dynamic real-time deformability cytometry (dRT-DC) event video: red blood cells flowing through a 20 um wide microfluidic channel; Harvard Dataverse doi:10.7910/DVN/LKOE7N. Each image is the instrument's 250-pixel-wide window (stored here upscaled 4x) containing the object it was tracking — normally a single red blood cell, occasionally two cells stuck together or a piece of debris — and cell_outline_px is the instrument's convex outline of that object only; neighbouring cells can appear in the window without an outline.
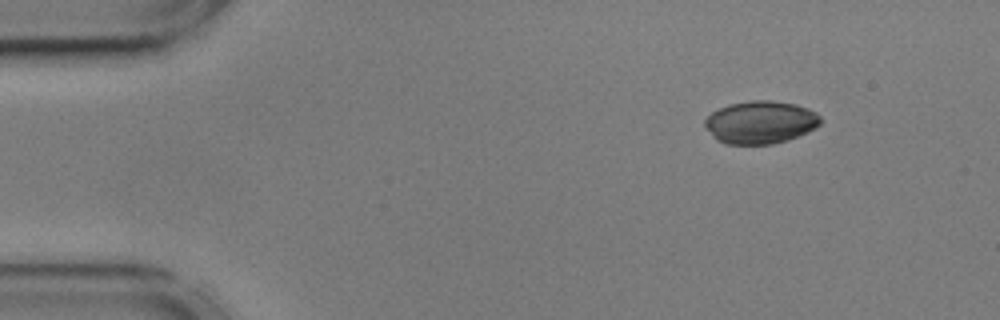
{"species": "common noctule bat (a hibernating species)", "species_latin": "Nyctalus noctula", "temperature_condition": "cold", "stored_images_in_passage": 50, "camera_frame_rate_fps": 3000, "um_per_image_px": 0.085, "animal": {"sex": "male", "body_mass_g": 17.9, "forearm_length_mm": 54.2}, "frame": {"image": 1, "passage_image": 1, "time_ms": 0.0, "image_size_px": [1000, 320], "cell_outline_px": [[820, 124], [816, 128], [808, 132], [788, 140], [772, 144], [724, 144], [716, 140], [704, 128], [704, 120], [712, 112], [728, 104], [752, 100], [768, 100], [796, 104], [808, 108], [816, 112], [820, 116]], "centroid_in_image_um": [64.62, 10.4], "position_along_channel_um": 20.4, "area_um2": 29.07}}
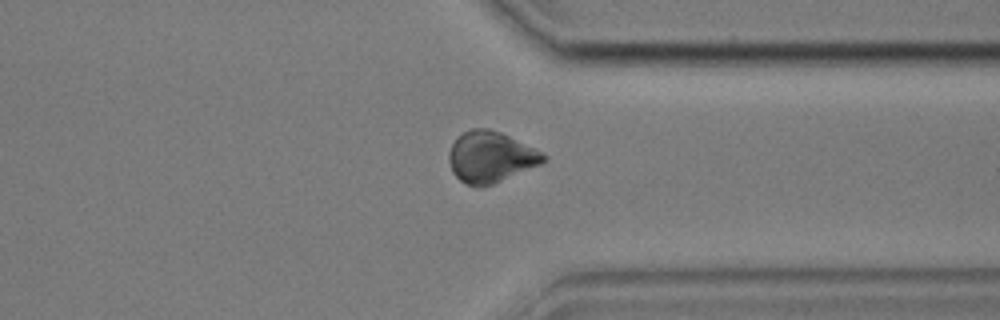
{"frame": {"image": 2, "passage_image": 37, "time_ms": 12.0, "image_size_px": [1000, 320], "cell_outline_px": [[548, 160], [540, 164], [484, 188], [476, 188], [460, 180], [452, 172], [448, 160], [448, 152], [452, 144], [464, 132], [472, 128], [488, 128], [500, 132], [536, 148], [544, 152], [548, 156]], "centroid_in_image_um": [41.72, 13.36], "position_along_channel_um": 369.7, "area_um2": 28.32}}
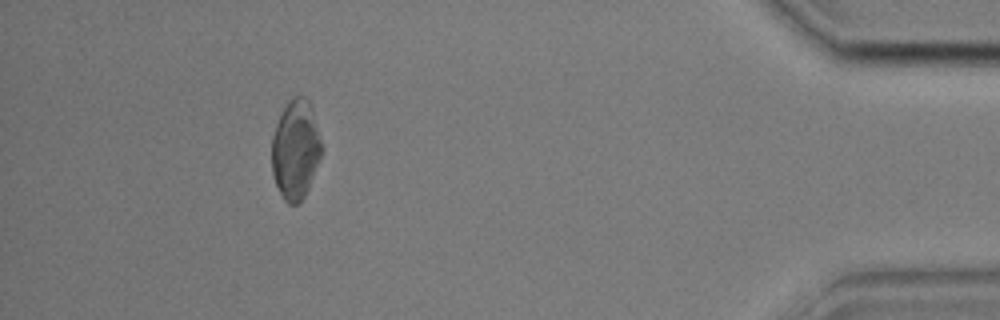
{"frame": {"image": 3, "passage_image": 45, "time_ms": 14.667, "image_size_px": [1000, 320], "cell_outline_px": [[324, 148], [308, 188], [300, 204], [288, 204], [284, 200], [276, 184], [272, 172], [272, 136], [276, 124], [284, 104], [292, 96], [304, 96], [308, 100], [312, 108]], "centroid_in_image_um": [25.13, 12.68], "position_along_channel_um": 410.1, "area_um2": 29.13}, "authors_computed_cell_mechanics": {"area_um2": 28.2064, "velocity_mm_per_s": 3.5805, "shape_relaxation_time_tau1_ms": 5.4775, "shape_relaxation_time_tau2_ms": 2.8235, "deformation_change_tau1": 0.113, "deformation_change_tau2": 0.0469}}